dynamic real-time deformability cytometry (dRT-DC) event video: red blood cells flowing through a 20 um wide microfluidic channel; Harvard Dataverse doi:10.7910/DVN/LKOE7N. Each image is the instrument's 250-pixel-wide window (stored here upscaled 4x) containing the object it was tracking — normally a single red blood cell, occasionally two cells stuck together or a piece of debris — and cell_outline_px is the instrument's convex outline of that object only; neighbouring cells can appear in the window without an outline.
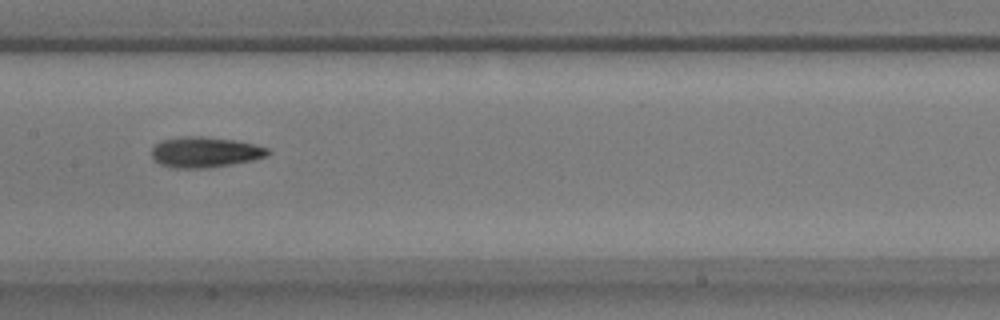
{"species": "common noctule bat (a hibernating species)", "species_latin": "Nyctalus noctula", "temperature_condition": "warm", "stored_images_in_passage": 49, "camera_frame_rate_fps": 3000, "um_per_image_px": 0.085, "animal": {"sex": "male", "body_mass_g": 17.9}, "frame": {"image": 1, "passage_image": 20, "time_ms": 6.333, "image_size_px": [1000, 320], "cell_outline_px": [[272, 152], [268, 156], [252, 160], [204, 168], [172, 168], [160, 164], [152, 156], [152, 148], [160, 140], [188, 136], [200, 136], [232, 140], [252, 144], [268, 148]], "centroid_in_image_um": [17.41, 12.93], "position_along_channel_um": 190.0, "area_um2": 20.4}}
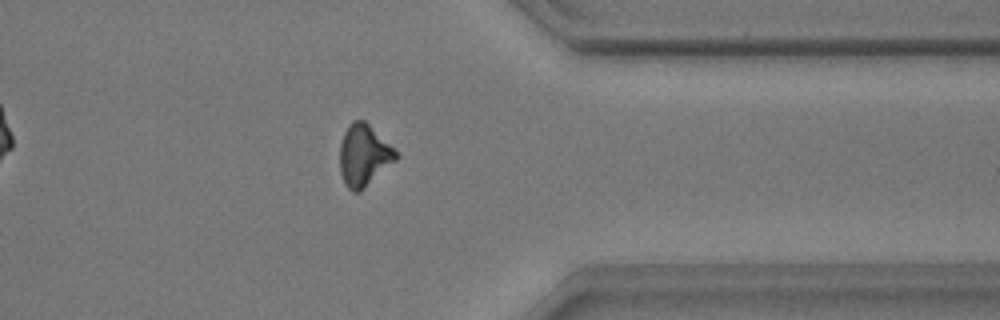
{"frame": {"image": 2, "passage_image": 37, "time_ms": 12.0, "image_size_px": [1000, 320], "cell_outline_px": [[400, 156], [396, 160], [360, 192], [352, 192], [344, 184], [340, 172], [340, 144], [344, 132], [348, 124], [352, 120], [364, 120]], "centroid_in_image_um": [30.89, 13.23], "position_along_channel_um": 380.5, "area_um2": 19.94}}
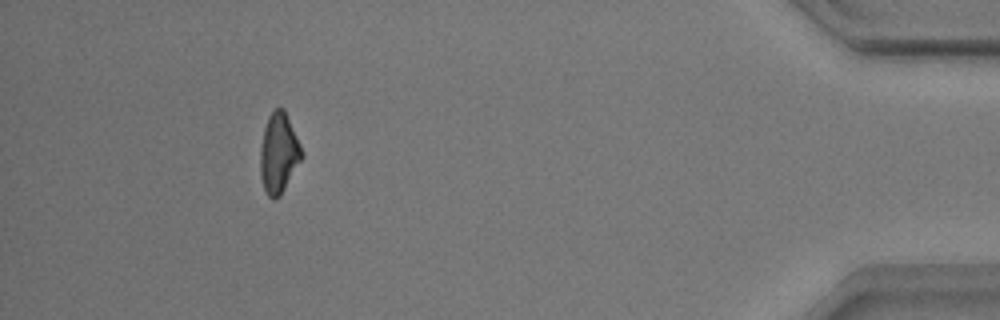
{"frame": {"image": 3, "passage_image": 44, "time_ms": 14.333, "image_size_px": [1000, 320], "cell_outline_px": [[304, 156], [280, 196], [276, 200], [272, 200], [268, 196], [264, 188], [260, 176], [260, 148], [264, 128], [268, 116], [276, 108], [284, 108], [300, 144]], "centroid_in_image_um": [23.69, 13.04], "position_along_channel_um": 411.5, "area_um2": 19.42}, "authors_computed_cell_mechanics": {"area_um2": 19.4208, "velocity_mm_per_s": 3.5403, "shape_relaxation_time_tau1_ms": 4.8221, "shape_relaxation_time_tau2_ms": 6.0058, "deformation_change_tau1": 0.1272, "deformation_change_tau2": 0.1493}}